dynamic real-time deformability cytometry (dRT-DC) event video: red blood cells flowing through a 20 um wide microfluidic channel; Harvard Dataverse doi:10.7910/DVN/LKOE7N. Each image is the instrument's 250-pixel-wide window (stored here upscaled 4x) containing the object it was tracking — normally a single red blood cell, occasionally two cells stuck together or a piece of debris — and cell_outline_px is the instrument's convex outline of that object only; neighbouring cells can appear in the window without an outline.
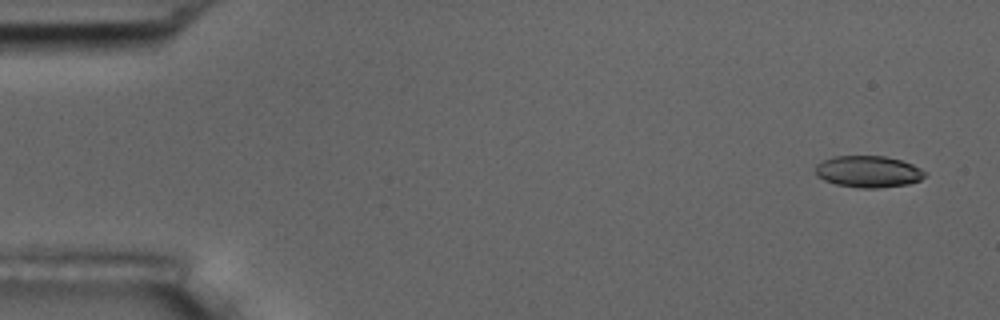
{"species": "common noctule bat (a hibernating species)", "species_latin": "Nyctalus noctula", "temperature_condition": "room temperature", "stored_images_in_passage": 5, "camera_frame_rate_fps": 3000, "um_per_image_px": 0.085, "animal": {"sex": "male", "body_mass_g": 17.5, "forearm_length_mm": 52.3}, "frame": {"image": 1, "passage_image": 1, "time_ms": 0.0, "image_size_px": [1000, 320], "cell_outline_px": [[928, 172], [920, 180], [908, 184], [876, 188], [860, 188], [836, 184], [824, 180], [816, 176], [816, 164], [832, 156], [884, 156], [900, 160], [912, 164]], "centroid_in_image_um": [73.8, 14.58], "position_along_channel_um": 11.2, "area_um2": 20.17}}
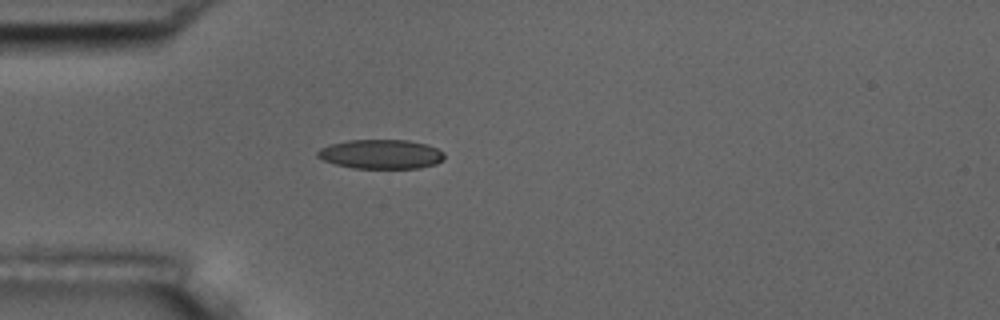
{"frame": {"image": 2, "passage_image": 5, "time_ms": 4.333, "image_size_px": [1000, 320], "cell_outline_px": [[444, 160], [436, 164], [420, 168], [352, 168], [336, 164], [324, 160], [316, 156], [316, 152], [320, 148], [332, 144], [348, 140], [408, 140], [428, 144], [444, 152]], "centroid_in_image_um": [32.41, 13.1], "position_along_channel_um": 52.6, "area_um2": 21.73}}